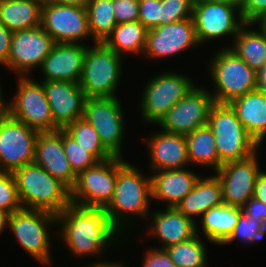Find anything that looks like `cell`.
<instances>
[{"label": "cell", "instance_id": "13", "mask_svg": "<svg viewBox=\"0 0 266 267\" xmlns=\"http://www.w3.org/2000/svg\"><path fill=\"white\" fill-rule=\"evenodd\" d=\"M192 18L200 45L230 34L235 37L245 24L236 7L209 0L194 1Z\"/></svg>", "mask_w": 266, "mask_h": 267}, {"label": "cell", "instance_id": "18", "mask_svg": "<svg viewBox=\"0 0 266 267\" xmlns=\"http://www.w3.org/2000/svg\"><path fill=\"white\" fill-rule=\"evenodd\" d=\"M200 46L197 41L193 18L156 26L147 31L144 55L164 59L174 57L191 47Z\"/></svg>", "mask_w": 266, "mask_h": 267}, {"label": "cell", "instance_id": "44", "mask_svg": "<svg viewBox=\"0 0 266 267\" xmlns=\"http://www.w3.org/2000/svg\"><path fill=\"white\" fill-rule=\"evenodd\" d=\"M12 34L13 32L0 22V64L3 66L8 62Z\"/></svg>", "mask_w": 266, "mask_h": 267}, {"label": "cell", "instance_id": "35", "mask_svg": "<svg viewBox=\"0 0 266 267\" xmlns=\"http://www.w3.org/2000/svg\"><path fill=\"white\" fill-rule=\"evenodd\" d=\"M63 147L70 166L74 173L78 175L87 168L94 166L98 160L79 143L63 130Z\"/></svg>", "mask_w": 266, "mask_h": 267}, {"label": "cell", "instance_id": "33", "mask_svg": "<svg viewBox=\"0 0 266 267\" xmlns=\"http://www.w3.org/2000/svg\"><path fill=\"white\" fill-rule=\"evenodd\" d=\"M165 250L176 267H206L207 250L198 234Z\"/></svg>", "mask_w": 266, "mask_h": 267}, {"label": "cell", "instance_id": "36", "mask_svg": "<svg viewBox=\"0 0 266 267\" xmlns=\"http://www.w3.org/2000/svg\"><path fill=\"white\" fill-rule=\"evenodd\" d=\"M266 234V230L262 229V223L254 219L249 218L244 212L239 216L238 222L234 227L228 240L223 244H229L234 240H241L244 243H257L263 239Z\"/></svg>", "mask_w": 266, "mask_h": 267}, {"label": "cell", "instance_id": "4", "mask_svg": "<svg viewBox=\"0 0 266 267\" xmlns=\"http://www.w3.org/2000/svg\"><path fill=\"white\" fill-rule=\"evenodd\" d=\"M207 125L215 136L219 168L222 164L246 159L260 148L229 103L215 102L210 109Z\"/></svg>", "mask_w": 266, "mask_h": 267}, {"label": "cell", "instance_id": "22", "mask_svg": "<svg viewBox=\"0 0 266 267\" xmlns=\"http://www.w3.org/2000/svg\"><path fill=\"white\" fill-rule=\"evenodd\" d=\"M145 142L152 172L184 169L190 165L185 135L161 131L151 134Z\"/></svg>", "mask_w": 266, "mask_h": 267}, {"label": "cell", "instance_id": "29", "mask_svg": "<svg viewBox=\"0 0 266 267\" xmlns=\"http://www.w3.org/2000/svg\"><path fill=\"white\" fill-rule=\"evenodd\" d=\"M251 25L245 23L233 38V46L228 48L257 72L266 63V36L260 30L251 29Z\"/></svg>", "mask_w": 266, "mask_h": 267}, {"label": "cell", "instance_id": "45", "mask_svg": "<svg viewBox=\"0 0 266 267\" xmlns=\"http://www.w3.org/2000/svg\"><path fill=\"white\" fill-rule=\"evenodd\" d=\"M253 197L266 204V172L261 171L255 182Z\"/></svg>", "mask_w": 266, "mask_h": 267}, {"label": "cell", "instance_id": "21", "mask_svg": "<svg viewBox=\"0 0 266 267\" xmlns=\"http://www.w3.org/2000/svg\"><path fill=\"white\" fill-rule=\"evenodd\" d=\"M87 48L82 43H55L40 66L43 80L79 83Z\"/></svg>", "mask_w": 266, "mask_h": 267}, {"label": "cell", "instance_id": "25", "mask_svg": "<svg viewBox=\"0 0 266 267\" xmlns=\"http://www.w3.org/2000/svg\"><path fill=\"white\" fill-rule=\"evenodd\" d=\"M224 204L222 186L218 177L214 174L210 177L196 181L193 189L175 208L186 217H200L212 207Z\"/></svg>", "mask_w": 266, "mask_h": 267}, {"label": "cell", "instance_id": "24", "mask_svg": "<svg viewBox=\"0 0 266 267\" xmlns=\"http://www.w3.org/2000/svg\"><path fill=\"white\" fill-rule=\"evenodd\" d=\"M152 198L165 201L166 207H175L192 191L199 176L188 169L159 170L151 172Z\"/></svg>", "mask_w": 266, "mask_h": 267}, {"label": "cell", "instance_id": "27", "mask_svg": "<svg viewBox=\"0 0 266 267\" xmlns=\"http://www.w3.org/2000/svg\"><path fill=\"white\" fill-rule=\"evenodd\" d=\"M43 1L0 0V22L12 32L38 27Z\"/></svg>", "mask_w": 266, "mask_h": 267}, {"label": "cell", "instance_id": "17", "mask_svg": "<svg viewBox=\"0 0 266 267\" xmlns=\"http://www.w3.org/2000/svg\"><path fill=\"white\" fill-rule=\"evenodd\" d=\"M257 153L243 160L222 164L215 172L226 205L242 208L253 197L256 178L261 172Z\"/></svg>", "mask_w": 266, "mask_h": 267}, {"label": "cell", "instance_id": "23", "mask_svg": "<svg viewBox=\"0 0 266 267\" xmlns=\"http://www.w3.org/2000/svg\"><path fill=\"white\" fill-rule=\"evenodd\" d=\"M164 211H155L151 218V228L148 233L161 240V249L170 245L187 241L198 234L195 219L186 217L175 207H165ZM151 231V232H150Z\"/></svg>", "mask_w": 266, "mask_h": 267}, {"label": "cell", "instance_id": "11", "mask_svg": "<svg viewBox=\"0 0 266 267\" xmlns=\"http://www.w3.org/2000/svg\"><path fill=\"white\" fill-rule=\"evenodd\" d=\"M118 97L86 98L83 118L98 132L104 148L114 157H122L125 121Z\"/></svg>", "mask_w": 266, "mask_h": 267}, {"label": "cell", "instance_id": "49", "mask_svg": "<svg viewBox=\"0 0 266 267\" xmlns=\"http://www.w3.org/2000/svg\"><path fill=\"white\" fill-rule=\"evenodd\" d=\"M85 267H124L123 264H121L120 262L116 263V262H106L105 260L101 262H97V263H94L93 265L91 264L90 266H85Z\"/></svg>", "mask_w": 266, "mask_h": 267}, {"label": "cell", "instance_id": "39", "mask_svg": "<svg viewBox=\"0 0 266 267\" xmlns=\"http://www.w3.org/2000/svg\"><path fill=\"white\" fill-rule=\"evenodd\" d=\"M138 2V21L148 30L159 26V19H161V0H138Z\"/></svg>", "mask_w": 266, "mask_h": 267}, {"label": "cell", "instance_id": "53", "mask_svg": "<svg viewBox=\"0 0 266 267\" xmlns=\"http://www.w3.org/2000/svg\"><path fill=\"white\" fill-rule=\"evenodd\" d=\"M262 229L266 230V214H265V218L262 219Z\"/></svg>", "mask_w": 266, "mask_h": 267}, {"label": "cell", "instance_id": "5", "mask_svg": "<svg viewBox=\"0 0 266 267\" xmlns=\"http://www.w3.org/2000/svg\"><path fill=\"white\" fill-rule=\"evenodd\" d=\"M93 44L85 53L79 84L86 98L116 97L123 56L118 55L104 42Z\"/></svg>", "mask_w": 266, "mask_h": 267}, {"label": "cell", "instance_id": "40", "mask_svg": "<svg viewBox=\"0 0 266 267\" xmlns=\"http://www.w3.org/2000/svg\"><path fill=\"white\" fill-rule=\"evenodd\" d=\"M113 11L117 24L138 21V0H113Z\"/></svg>", "mask_w": 266, "mask_h": 267}, {"label": "cell", "instance_id": "43", "mask_svg": "<svg viewBox=\"0 0 266 267\" xmlns=\"http://www.w3.org/2000/svg\"><path fill=\"white\" fill-rule=\"evenodd\" d=\"M242 210L249 218L262 223V219L265 218L266 214V204L252 197L245 203Z\"/></svg>", "mask_w": 266, "mask_h": 267}, {"label": "cell", "instance_id": "3", "mask_svg": "<svg viewBox=\"0 0 266 267\" xmlns=\"http://www.w3.org/2000/svg\"><path fill=\"white\" fill-rule=\"evenodd\" d=\"M23 208L43 210L56 216L70 204V190L35 162L13 172Z\"/></svg>", "mask_w": 266, "mask_h": 267}, {"label": "cell", "instance_id": "28", "mask_svg": "<svg viewBox=\"0 0 266 267\" xmlns=\"http://www.w3.org/2000/svg\"><path fill=\"white\" fill-rule=\"evenodd\" d=\"M242 212V208L225 203L210 208L201 216L204 236L214 245H223L233 232Z\"/></svg>", "mask_w": 266, "mask_h": 267}, {"label": "cell", "instance_id": "37", "mask_svg": "<svg viewBox=\"0 0 266 267\" xmlns=\"http://www.w3.org/2000/svg\"><path fill=\"white\" fill-rule=\"evenodd\" d=\"M22 208L13 173L0 172V210L11 215Z\"/></svg>", "mask_w": 266, "mask_h": 267}, {"label": "cell", "instance_id": "1", "mask_svg": "<svg viewBox=\"0 0 266 267\" xmlns=\"http://www.w3.org/2000/svg\"><path fill=\"white\" fill-rule=\"evenodd\" d=\"M58 224L63 243L77 257L99 255L101 250L115 243L121 234L112 225L105 209L72 203L57 215L56 226Z\"/></svg>", "mask_w": 266, "mask_h": 267}, {"label": "cell", "instance_id": "38", "mask_svg": "<svg viewBox=\"0 0 266 267\" xmlns=\"http://www.w3.org/2000/svg\"><path fill=\"white\" fill-rule=\"evenodd\" d=\"M195 0H161L159 26L192 18Z\"/></svg>", "mask_w": 266, "mask_h": 267}, {"label": "cell", "instance_id": "8", "mask_svg": "<svg viewBox=\"0 0 266 267\" xmlns=\"http://www.w3.org/2000/svg\"><path fill=\"white\" fill-rule=\"evenodd\" d=\"M186 75L163 72L148 80L141 98V115L147 123L157 124L162 117L196 85Z\"/></svg>", "mask_w": 266, "mask_h": 267}, {"label": "cell", "instance_id": "26", "mask_svg": "<svg viewBox=\"0 0 266 267\" xmlns=\"http://www.w3.org/2000/svg\"><path fill=\"white\" fill-rule=\"evenodd\" d=\"M229 104L246 131L260 146L266 138V97L254 90Z\"/></svg>", "mask_w": 266, "mask_h": 267}, {"label": "cell", "instance_id": "12", "mask_svg": "<svg viewBox=\"0 0 266 267\" xmlns=\"http://www.w3.org/2000/svg\"><path fill=\"white\" fill-rule=\"evenodd\" d=\"M40 26L55 43H80L90 38L87 9L44 0Z\"/></svg>", "mask_w": 266, "mask_h": 267}, {"label": "cell", "instance_id": "46", "mask_svg": "<svg viewBox=\"0 0 266 267\" xmlns=\"http://www.w3.org/2000/svg\"><path fill=\"white\" fill-rule=\"evenodd\" d=\"M256 90L266 97V63L256 72Z\"/></svg>", "mask_w": 266, "mask_h": 267}, {"label": "cell", "instance_id": "9", "mask_svg": "<svg viewBox=\"0 0 266 267\" xmlns=\"http://www.w3.org/2000/svg\"><path fill=\"white\" fill-rule=\"evenodd\" d=\"M116 180L117 157L98 161L77 175L70 201L81 207L105 209L113 198Z\"/></svg>", "mask_w": 266, "mask_h": 267}, {"label": "cell", "instance_id": "19", "mask_svg": "<svg viewBox=\"0 0 266 267\" xmlns=\"http://www.w3.org/2000/svg\"><path fill=\"white\" fill-rule=\"evenodd\" d=\"M71 190L77 179L63 147V129L39 132L35 140L34 161Z\"/></svg>", "mask_w": 266, "mask_h": 267}, {"label": "cell", "instance_id": "48", "mask_svg": "<svg viewBox=\"0 0 266 267\" xmlns=\"http://www.w3.org/2000/svg\"><path fill=\"white\" fill-rule=\"evenodd\" d=\"M9 115V102L5 101L2 97V89L0 87V121Z\"/></svg>", "mask_w": 266, "mask_h": 267}, {"label": "cell", "instance_id": "34", "mask_svg": "<svg viewBox=\"0 0 266 267\" xmlns=\"http://www.w3.org/2000/svg\"><path fill=\"white\" fill-rule=\"evenodd\" d=\"M63 130L98 161L113 157L102 145L98 132L83 117L68 124Z\"/></svg>", "mask_w": 266, "mask_h": 267}, {"label": "cell", "instance_id": "30", "mask_svg": "<svg viewBox=\"0 0 266 267\" xmlns=\"http://www.w3.org/2000/svg\"><path fill=\"white\" fill-rule=\"evenodd\" d=\"M148 29L139 21L117 24L104 43L118 55L142 54L145 51Z\"/></svg>", "mask_w": 266, "mask_h": 267}, {"label": "cell", "instance_id": "15", "mask_svg": "<svg viewBox=\"0 0 266 267\" xmlns=\"http://www.w3.org/2000/svg\"><path fill=\"white\" fill-rule=\"evenodd\" d=\"M39 131L10 115L0 121V172H11L34 161Z\"/></svg>", "mask_w": 266, "mask_h": 267}, {"label": "cell", "instance_id": "41", "mask_svg": "<svg viewBox=\"0 0 266 267\" xmlns=\"http://www.w3.org/2000/svg\"><path fill=\"white\" fill-rule=\"evenodd\" d=\"M239 12L244 23L254 24L266 13V0H242Z\"/></svg>", "mask_w": 266, "mask_h": 267}, {"label": "cell", "instance_id": "52", "mask_svg": "<svg viewBox=\"0 0 266 267\" xmlns=\"http://www.w3.org/2000/svg\"><path fill=\"white\" fill-rule=\"evenodd\" d=\"M258 24L259 29L266 36V13L260 17L253 25Z\"/></svg>", "mask_w": 266, "mask_h": 267}, {"label": "cell", "instance_id": "10", "mask_svg": "<svg viewBox=\"0 0 266 267\" xmlns=\"http://www.w3.org/2000/svg\"><path fill=\"white\" fill-rule=\"evenodd\" d=\"M19 76L17 92L9 102V115L39 132L60 129L54 122L43 82Z\"/></svg>", "mask_w": 266, "mask_h": 267}, {"label": "cell", "instance_id": "6", "mask_svg": "<svg viewBox=\"0 0 266 267\" xmlns=\"http://www.w3.org/2000/svg\"><path fill=\"white\" fill-rule=\"evenodd\" d=\"M209 72L215 84V91L210 94L216 103H230L256 90V72L228 47L215 53Z\"/></svg>", "mask_w": 266, "mask_h": 267}, {"label": "cell", "instance_id": "50", "mask_svg": "<svg viewBox=\"0 0 266 267\" xmlns=\"http://www.w3.org/2000/svg\"><path fill=\"white\" fill-rule=\"evenodd\" d=\"M9 216L10 214H8L7 212L0 210V235L3 230L8 227Z\"/></svg>", "mask_w": 266, "mask_h": 267}, {"label": "cell", "instance_id": "20", "mask_svg": "<svg viewBox=\"0 0 266 267\" xmlns=\"http://www.w3.org/2000/svg\"><path fill=\"white\" fill-rule=\"evenodd\" d=\"M53 122L63 129L83 117L86 96L79 83L72 81H43Z\"/></svg>", "mask_w": 266, "mask_h": 267}, {"label": "cell", "instance_id": "7", "mask_svg": "<svg viewBox=\"0 0 266 267\" xmlns=\"http://www.w3.org/2000/svg\"><path fill=\"white\" fill-rule=\"evenodd\" d=\"M55 223L57 216L53 213L22 208L9 216L8 227L29 255L47 265L51 263L48 227Z\"/></svg>", "mask_w": 266, "mask_h": 267}, {"label": "cell", "instance_id": "51", "mask_svg": "<svg viewBox=\"0 0 266 267\" xmlns=\"http://www.w3.org/2000/svg\"><path fill=\"white\" fill-rule=\"evenodd\" d=\"M209 1L227 4L230 6H234L237 9H240L241 3H242V0H209Z\"/></svg>", "mask_w": 266, "mask_h": 267}, {"label": "cell", "instance_id": "31", "mask_svg": "<svg viewBox=\"0 0 266 267\" xmlns=\"http://www.w3.org/2000/svg\"><path fill=\"white\" fill-rule=\"evenodd\" d=\"M187 141L188 158L191 163L211 166L216 172L219 169V155L216 140L208 125L196 128L185 135Z\"/></svg>", "mask_w": 266, "mask_h": 267}, {"label": "cell", "instance_id": "2", "mask_svg": "<svg viewBox=\"0 0 266 267\" xmlns=\"http://www.w3.org/2000/svg\"><path fill=\"white\" fill-rule=\"evenodd\" d=\"M151 199V177L146 178L135 166L117 157L114 195L105 211L112 225L121 235L126 230V223H130L129 215L144 218L150 215L147 212H150Z\"/></svg>", "mask_w": 266, "mask_h": 267}, {"label": "cell", "instance_id": "32", "mask_svg": "<svg viewBox=\"0 0 266 267\" xmlns=\"http://www.w3.org/2000/svg\"><path fill=\"white\" fill-rule=\"evenodd\" d=\"M89 30L95 42H104L117 25L113 0H89L87 4Z\"/></svg>", "mask_w": 266, "mask_h": 267}, {"label": "cell", "instance_id": "47", "mask_svg": "<svg viewBox=\"0 0 266 267\" xmlns=\"http://www.w3.org/2000/svg\"><path fill=\"white\" fill-rule=\"evenodd\" d=\"M52 3L62 4V5H74L86 8L89 0H48Z\"/></svg>", "mask_w": 266, "mask_h": 267}, {"label": "cell", "instance_id": "42", "mask_svg": "<svg viewBox=\"0 0 266 267\" xmlns=\"http://www.w3.org/2000/svg\"><path fill=\"white\" fill-rule=\"evenodd\" d=\"M156 248H151L144 254L142 267H176L165 249Z\"/></svg>", "mask_w": 266, "mask_h": 267}, {"label": "cell", "instance_id": "14", "mask_svg": "<svg viewBox=\"0 0 266 267\" xmlns=\"http://www.w3.org/2000/svg\"><path fill=\"white\" fill-rule=\"evenodd\" d=\"M196 85L176 103L156 124L162 131L187 135L196 128L207 125L214 99L205 88Z\"/></svg>", "mask_w": 266, "mask_h": 267}, {"label": "cell", "instance_id": "16", "mask_svg": "<svg viewBox=\"0 0 266 267\" xmlns=\"http://www.w3.org/2000/svg\"><path fill=\"white\" fill-rule=\"evenodd\" d=\"M55 42L39 25L15 31L11 37L8 62L4 65L18 76H27L29 70L41 66Z\"/></svg>", "mask_w": 266, "mask_h": 267}]
</instances>
